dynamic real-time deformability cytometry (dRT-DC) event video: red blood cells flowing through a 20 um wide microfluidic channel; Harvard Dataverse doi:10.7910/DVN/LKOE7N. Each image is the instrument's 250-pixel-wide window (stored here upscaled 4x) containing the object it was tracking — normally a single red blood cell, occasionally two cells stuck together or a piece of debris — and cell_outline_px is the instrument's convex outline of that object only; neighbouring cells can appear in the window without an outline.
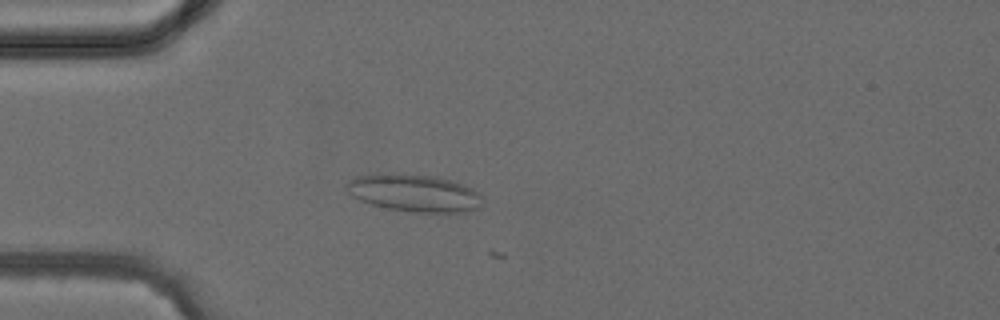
{"species": "common noctule bat (a hibernating species)", "species_latin": "Nyctalus noctula", "temperature_condition": "cold", "stored_images_in_passage": 3, "camera_frame_rate_fps": 3000, "um_per_image_px": 0.085, "animal": {"sex": "female", "body_mass_g": 24.6, "forearm_length_mm": 56.2}, "frame": {"image": 1, "passage_image": 3, "time_ms": 2.333, "image_size_px": [1000, 320], "cell_outline_px": [[484, 208], [464, 212], [416, 212], [388, 208], [372, 204], [360, 200], [352, 196], [348, 192], [344, 184], [348, 180], [356, 176], [436, 176], [452, 180], [464, 184], [480, 192], [484, 196]], "centroid_in_image_um": [35.35, 16.45], "position_along_channel_um": 49.7, "area_um2": 29.19}}